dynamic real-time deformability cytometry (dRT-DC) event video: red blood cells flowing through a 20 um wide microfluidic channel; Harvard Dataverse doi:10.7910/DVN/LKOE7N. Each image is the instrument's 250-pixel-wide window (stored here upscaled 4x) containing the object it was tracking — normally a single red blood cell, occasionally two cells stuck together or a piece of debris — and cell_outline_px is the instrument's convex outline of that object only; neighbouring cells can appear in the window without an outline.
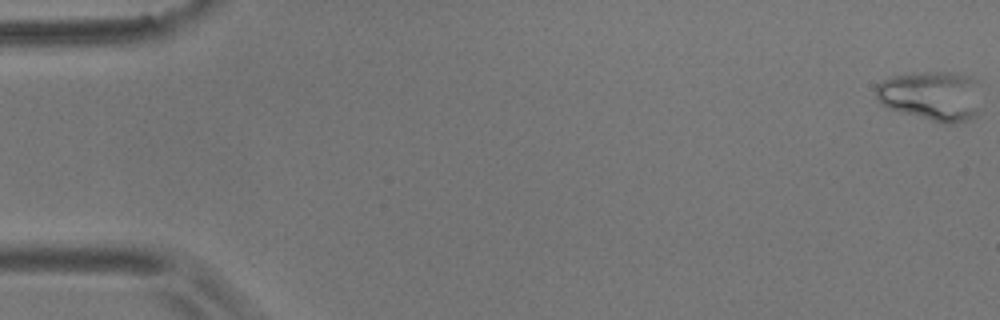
{"species": "common noctule bat (a hibernating species)", "species_latin": "Nyctalus noctula", "temperature_condition": "room temperature", "stored_images_in_passage": 57, "camera_frame_rate_fps": 3000, "um_per_image_px": 0.085, "animal": {"sex": "male", "body_mass_g": 17.9}, "frame": {"image": 1, "passage_image": 1, "time_ms": 0.0, "image_size_px": [1000, 320], "cell_outline_px": [[976, 116], [968, 120], [956, 124], [944, 124], [888, 108], [880, 104], [876, 100], [876, 84], [880, 80], [888, 76], [916, 72], [956, 72], [972, 76], [976, 80]], "centroid_in_image_um": [79.09, 8.13], "position_along_channel_um": 5.9, "area_um2": 30.69}}
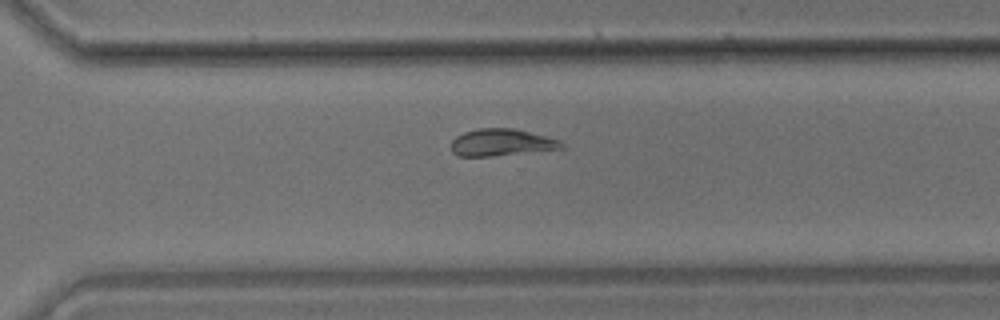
{"frame": {"image": 2, "passage_image": 39, "time_ms": 12.667, "image_size_px": [1000, 320], "cell_outline_px": [[564, 148], [492, 156], [456, 156], [452, 152], [452, 140], [456, 136], [464, 132], [480, 128], [512, 128], [560, 140], [564, 144]], "centroid_in_image_um": [42.59, 12.11], "position_along_channel_um": 328.0, "area_um2": 17.17}}
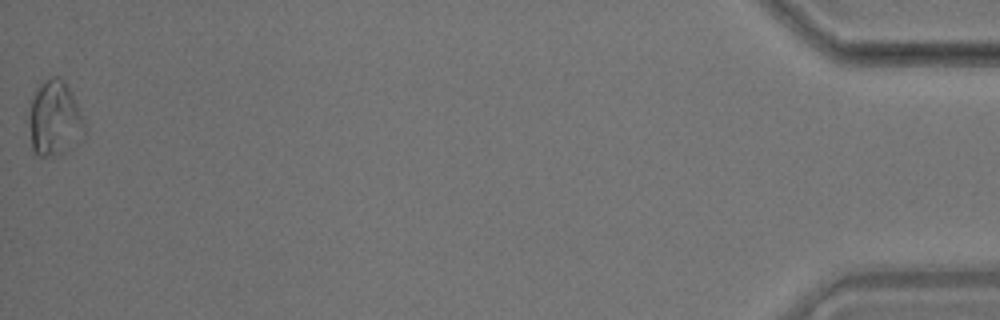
{"frame": {"image": 3, "passage_image": 56, "time_ms": 18.333, "image_size_px": [1000, 320], "cell_outline_px": [[84, 140], [64, 152], [52, 156], [36, 156], [32, 148], [28, 120], [28, 112], [36, 88], [44, 80], [52, 76], [60, 76], [64, 80], [76, 100], [84, 120]], "centroid_in_image_um": [4.64, 10.08], "position_along_channel_um": 430.6, "area_um2": 24.8}}